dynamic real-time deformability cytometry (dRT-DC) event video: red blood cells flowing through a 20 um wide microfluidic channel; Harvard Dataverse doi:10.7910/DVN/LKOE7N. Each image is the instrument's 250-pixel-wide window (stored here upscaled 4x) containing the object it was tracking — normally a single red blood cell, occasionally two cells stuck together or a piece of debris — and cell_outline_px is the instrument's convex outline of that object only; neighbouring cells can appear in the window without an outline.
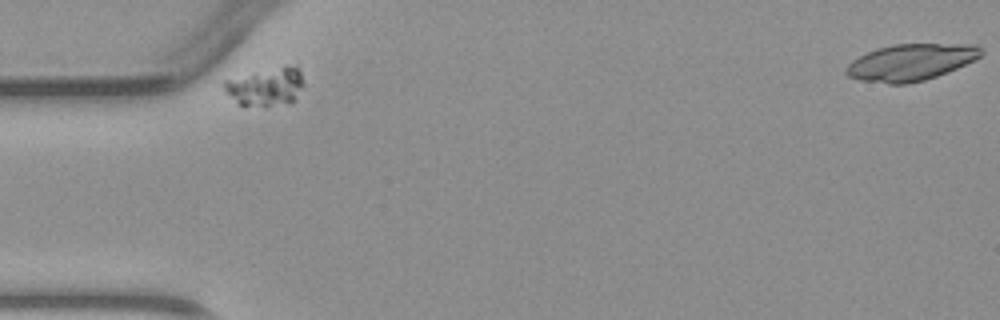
{"species": "common noctule bat (a hibernating species)", "species_latin": "Nyctalus noctula", "temperature_condition": "warm", "stored_images_in_passage": 2, "camera_frame_rate_fps": 3000, "um_per_image_px": 0.085, "animal": {"sex": "male", "body_mass_g": 23.1, "forearm_length_mm": 52.7}, "frame": {"image": 1, "passage_image": 1, "time_ms": 0.0, "image_size_px": [1000, 320], "cell_outline_px": [[304, 84], [292, 104], [236, 104], [220, 84], [224, 80], [284, 64], [288, 64], [296, 68], [300, 72]], "centroid_in_image_um": [22.59, 7.33], "position_along_channel_um": 62.4, "area_um2": 17.57}}